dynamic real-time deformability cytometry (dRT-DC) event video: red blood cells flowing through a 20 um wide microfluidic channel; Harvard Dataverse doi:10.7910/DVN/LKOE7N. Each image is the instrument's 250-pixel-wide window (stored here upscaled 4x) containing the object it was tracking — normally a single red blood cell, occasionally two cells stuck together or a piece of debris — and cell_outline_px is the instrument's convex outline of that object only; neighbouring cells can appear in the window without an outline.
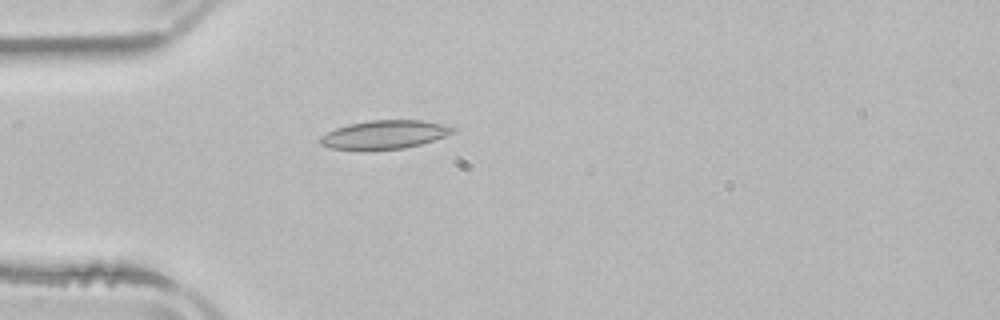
{"species": "common noctule bat (a hibernating species)", "species_latin": "Nyctalus noctula", "temperature_condition": "room temperature", "stored_images_in_passage": 2, "camera_frame_rate_fps": 3000, "um_per_image_px": 0.085, "animal": {"sex": "male", "body_mass_g": 21.5, "forearm_length_mm": 52.0}, "frame": {"image": 1, "passage_image": 2, "time_ms": 1.333, "image_size_px": [1000, 320], "cell_outline_px": [[456, 132], [420, 144], [404, 148], [332, 148], [320, 144], [316, 140], [320, 136], [336, 128], [348, 124], [368, 120], [420, 120], [440, 124], [456, 128]], "centroid_in_image_um": [32.67, 11.41], "position_along_channel_um": 52.3, "area_um2": 21.44}}